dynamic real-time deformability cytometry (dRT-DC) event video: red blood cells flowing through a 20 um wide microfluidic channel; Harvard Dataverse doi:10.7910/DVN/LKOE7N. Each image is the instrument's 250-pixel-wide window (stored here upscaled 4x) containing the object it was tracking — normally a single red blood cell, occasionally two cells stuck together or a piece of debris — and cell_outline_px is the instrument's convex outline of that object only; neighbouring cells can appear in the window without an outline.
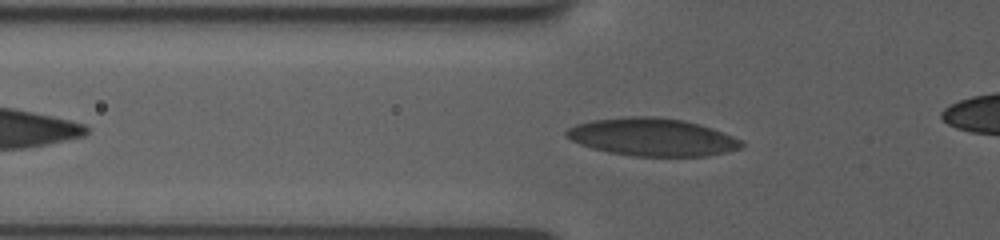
{"species": "human", "species_latin": "Homo sapiens", "temperature_condition": "room temperature", "stored_images_in_passage": 46, "camera_frame_rate_fps": 3000, "um_per_image_px": 0.085, "donor": {"sex": "female"}, "frame": {"image": 1, "passage_image": 15, "time_ms": 2.667, "image_size_px": [1000, 240], "cell_outline_px": [[744, 144], [740, 148], [724, 152], [704, 156], [632, 156], [608, 152], [592, 148], [580, 144], [572, 140], [564, 132], [568, 128], [576, 124], [592, 120], [632, 116], [656, 116], [684, 120], [720, 132], [740, 140]], "centroid_in_image_um": [55.38, 11.65], "position_along_channel_um": 70.4, "area_um2": 37.97}}
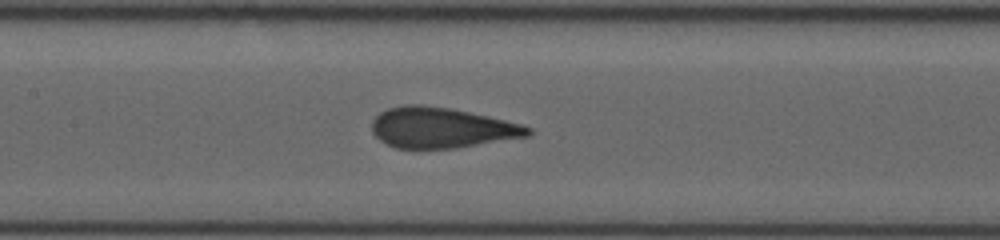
{"frame": {"image": 2, "passage_image": 30, "time_ms": 5.333, "image_size_px": [1000, 240], "cell_outline_px": [[532, 132], [528, 136], [456, 148], [396, 148], [380, 140], [372, 132], [372, 120], [380, 112], [388, 108], [404, 104], [420, 104], [448, 108], [468, 112], [504, 120], [520, 124], [532, 128]], "centroid_in_image_um": [37.49, 10.85], "position_along_channel_um": 169.9, "area_um2": 36.53}}
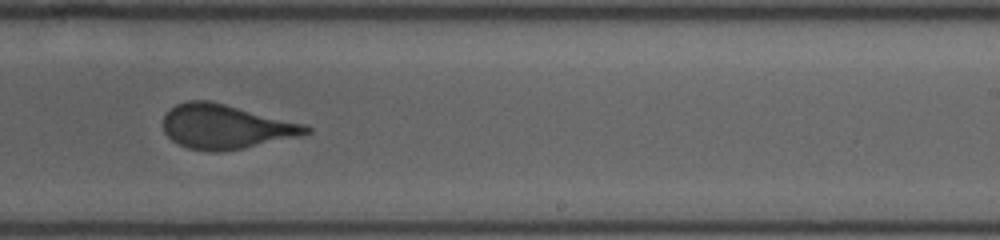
{"frame": {"image": 3, "passage_image": 45, "time_ms": 8.0, "image_size_px": [1000, 240], "cell_outline_px": [[312, 132], [300, 136], [244, 148], [224, 152], [208, 152], [188, 148], [172, 140], [164, 132], [164, 112], [176, 104], [188, 100], [208, 100], [304, 124], [312, 128]], "centroid_in_image_um": [19.16, 10.78], "position_along_channel_um": 269.8, "area_um2": 36.88}}